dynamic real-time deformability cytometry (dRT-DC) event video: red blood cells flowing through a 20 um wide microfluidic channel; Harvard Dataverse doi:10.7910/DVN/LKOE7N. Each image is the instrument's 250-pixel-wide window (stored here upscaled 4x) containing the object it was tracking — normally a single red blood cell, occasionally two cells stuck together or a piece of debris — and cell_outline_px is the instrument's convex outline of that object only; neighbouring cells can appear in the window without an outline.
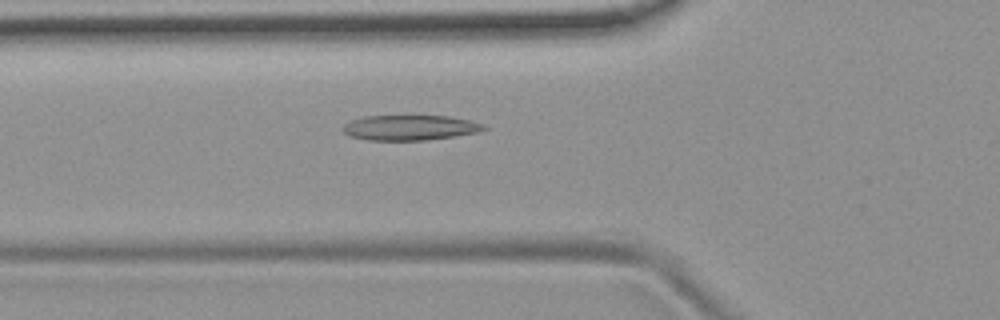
{"species": "common noctule bat (a hibernating species)", "species_latin": "Nyctalus noctula", "temperature_condition": "room temperature", "stored_images_in_passage": 43, "camera_frame_rate_fps": 3000, "um_per_image_px": 0.085, "animal": {"sex": "female", "body_mass_g": 19.9}, "frame": {"image": 1, "passage_image": 9, "time_ms": 2.667, "image_size_px": [1000, 320], "cell_outline_px": [[488, 128], [476, 132], [456, 136], [428, 140], [368, 140], [348, 136], [340, 128], [344, 124], [352, 120], [364, 116], [448, 116], [468, 120], [484, 124]], "centroid_in_image_um": [34.81, 10.85], "position_along_channel_um": 91.0, "area_um2": 20.69}}
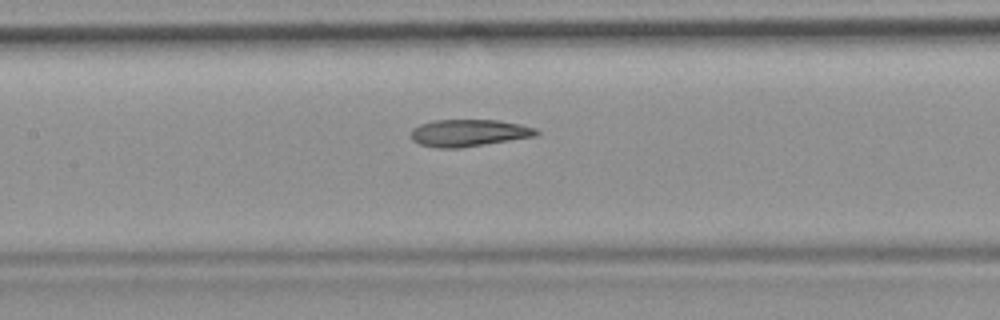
{"frame": {"image": 2, "passage_image": 15, "time_ms": 4.667, "image_size_px": [1000, 320], "cell_outline_px": [[540, 132], [536, 136], [460, 148], [436, 148], [420, 144], [412, 140], [412, 128], [420, 124], [432, 120], [496, 120], [520, 124], [536, 128]], "centroid_in_image_um": [39.84, 11.3], "position_along_channel_um": 167.6, "area_um2": 19.77}}
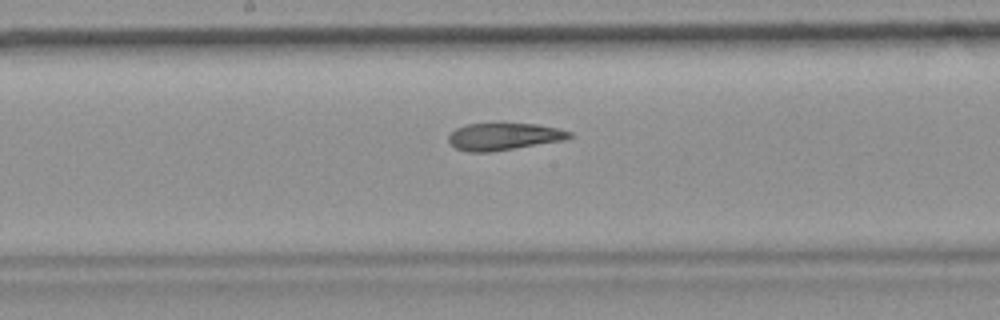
{"frame": {"image": 3, "passage_image": 18, "time_ms": 5.667, "image_size_px": [1000, 320], "cell_outline_px": [[572, 136], [564, 140], [492, 152], [468, 152], [456, 148], [448, 140], [448, 136], [456, 128], [464, 124], [536, 124], [556, 128], [572, 132]], "centroid_in_image_um": [42.81, 11.61], "position_along_channel_um": 205.4, "area_um2": 18.96}, "authors_computed_cell_mechanics": {"area_um2": 20.5768, "velocity_mm_per_s": 3.8076, "shape_relaxation_time_tau1_ms": null, "shape_relaxation_time_tau2_ms": 3.159, "deformation_change_tau1": null, "deformation_change_tau2": 0.1232}}